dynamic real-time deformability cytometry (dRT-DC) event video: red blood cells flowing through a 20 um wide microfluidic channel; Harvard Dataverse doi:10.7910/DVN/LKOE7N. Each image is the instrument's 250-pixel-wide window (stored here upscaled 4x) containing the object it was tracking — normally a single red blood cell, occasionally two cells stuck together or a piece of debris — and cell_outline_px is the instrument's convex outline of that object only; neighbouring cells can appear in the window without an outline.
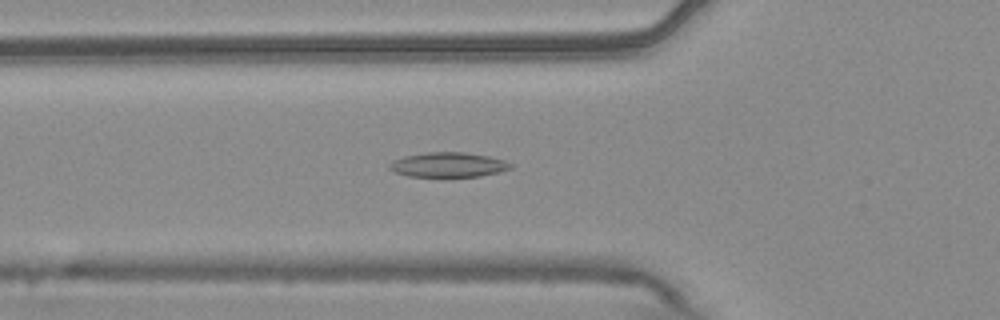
{"species": "common noctule bat (a hibernating species)", "species_latin": "Nyctalus noctula", "temperature_condition": "warm", "stored_images_in_passage": 55, "camera_frame_rate_fps": 3000, "um_per_image_px": 0.085, "animal": {"sex": "male", "body_mass_g": 20.4}, "frame": {"image": 1, "passage_image": 19, "time_ms": 6.0, "image_size_px": [1000, 320], "cell_outline_px": [[512, 168], [500, 172], [480, 176], [408, 176], [396, 172], [388, 168], [388, 164], [392, 160], [404, 156], [428, 152], [464, 152], [488, 156], [504, 160], [512, 164]], "centroid_in_image_um": [38.1, 14.0], "position_along_channel_um": 87.7, "area_um2": 17.4}}
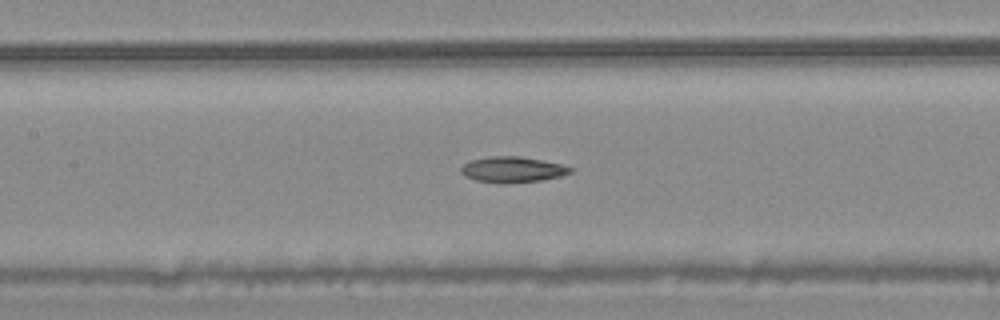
{"frame": {"image": 2, "passage_image": 25, "time_ms": 8.0, "image_size_px": [1000, 320], "cell_outline_px": [[576, 168], [572, 172], [560, 176], [544, 180], [504, 184], [500, 184], [476, 180], [464, 176], [460, 172], [460, 168], [464, 164], [472, 160], [492, 156], [520, 156], [560, 164]], "centroid_in_image_um": [43.57, 14.43], "position_along_channel_um": 163.8, "area_um2": 16.53}}
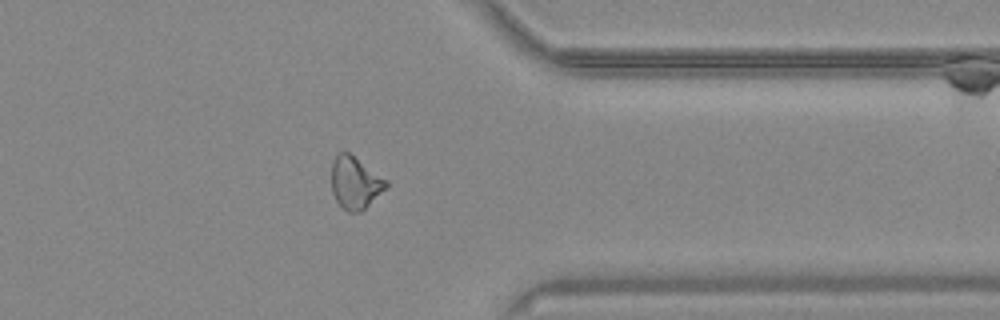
{"frame": {"image": 3, "passage_image": 43, "time_ms": 14.0, "image_size_px": [1000, 320], "cell_outline_px": [[388, 188], [360, 212], [348, 212], [336, 200], [332, 192], [332, 160], [336, 152], [348, 152], [388, 180]], "centroid_in_image_um": [30.2, 15.52], "position_along_channel_um": 381.2, "area_um2": 16.7}}